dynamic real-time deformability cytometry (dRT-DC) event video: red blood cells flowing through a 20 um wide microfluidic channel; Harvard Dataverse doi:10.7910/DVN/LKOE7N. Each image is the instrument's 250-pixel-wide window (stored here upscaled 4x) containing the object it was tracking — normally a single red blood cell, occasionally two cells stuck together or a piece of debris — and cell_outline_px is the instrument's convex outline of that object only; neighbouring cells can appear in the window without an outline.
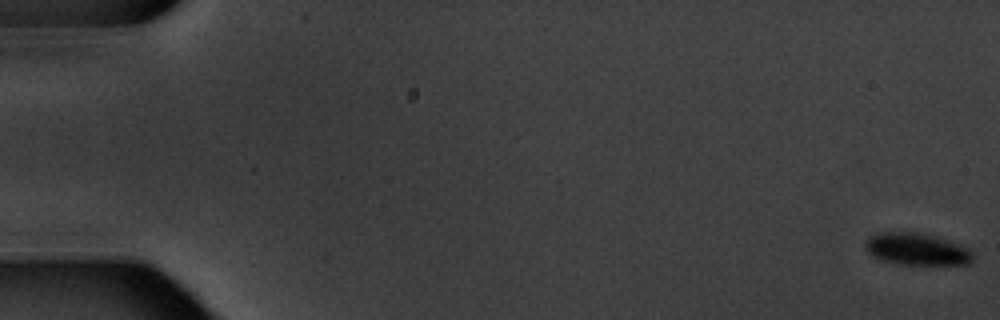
{"species": "common noctule bat (a hibernating species)", "species_latin": "Nyctalus noctula", "temperature_condition": "warm", "stored_images_in_passage": 6, "camera_frame_rate_fps": 3000, "um_per_image_px": 0.085, "animal": {"sex": "male", "body_mass_g": 20.1, "forearm_length_mm": 53.5}, "frame": {"image": 1, "passage_image": 1, "time_ms": 0.0, "image_size_px": [1000, 320], "cell_outline_px": [[972, 260], [968, 264], [900, 264], [880, 260], [872, 256], [868, 252], [864, 244], [868, 236], [880, 232], [916, 232], [936, 236], [968, 248], [972, 252]], "centroid_in_image_um": [77.87, 21.17], "position_along_channel_um": 7.1, "area_um2": 20.0}}
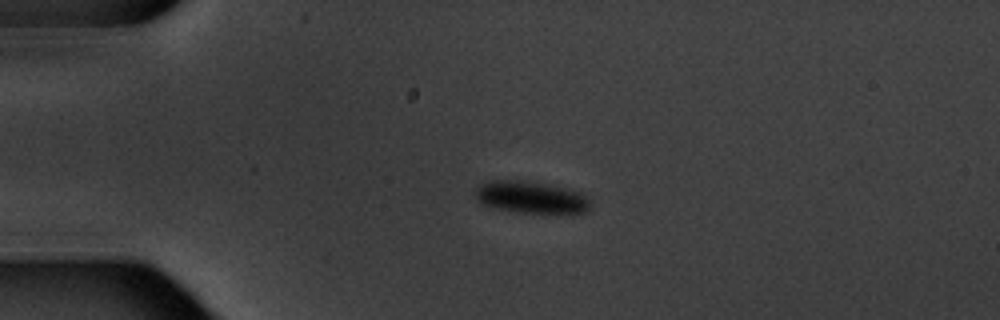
{"frame": {"image": 2, "passage_image": 5, "time_ms": 4.667, "image_size_px": [1000, 320], "cell_outline_px": [[588, 208], [584, 212], [516, 212], [492, 208], [476, 200], [476, 188], [480, 184], [488, 180], [520, 180], [548, 184], [568, 188], [580, 192], [588, 200]], "centroid_in_image_um": [45.05, 16.74], "position_along_channel_um": 40.0, "area_um2": 21.21}}